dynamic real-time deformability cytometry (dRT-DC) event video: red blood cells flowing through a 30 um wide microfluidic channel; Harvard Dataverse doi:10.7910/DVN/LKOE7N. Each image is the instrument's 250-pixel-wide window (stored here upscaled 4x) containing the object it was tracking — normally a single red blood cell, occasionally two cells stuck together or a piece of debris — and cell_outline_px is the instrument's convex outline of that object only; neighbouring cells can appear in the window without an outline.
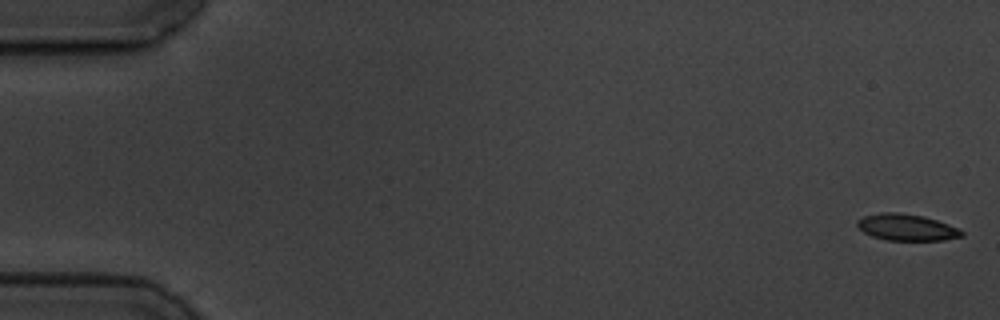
{"species": "common noctule bat (a hibernating species)", "species_latin": "Nyctalus noctula", "temperature_condition": "cold", "stored_images_in_passage": 8, "camera_frame_rate_fps": 3000, "um_per_image_px": 0.085, "animal": {"sex": "male", "body_mass_g": 19.5, "forearm_length_mm": 54.6}, "frame": {"image": 1, "passage_image": 1, "time_ms": 0.0, "image_size_px": [1000, 320], "cell_outline_px": [[964, 236], [944, 240], [888, 240], [872, 236], [864, 232], [856, 224], [856, 220], [864, 216], [880, 212], [896, 212], [924, 216], [948, 224], [964, 232]], "centroid_in_image_um": [77.05, 19.32], "position_along_channel_um": 7.9, "area_um2": 16.07}}
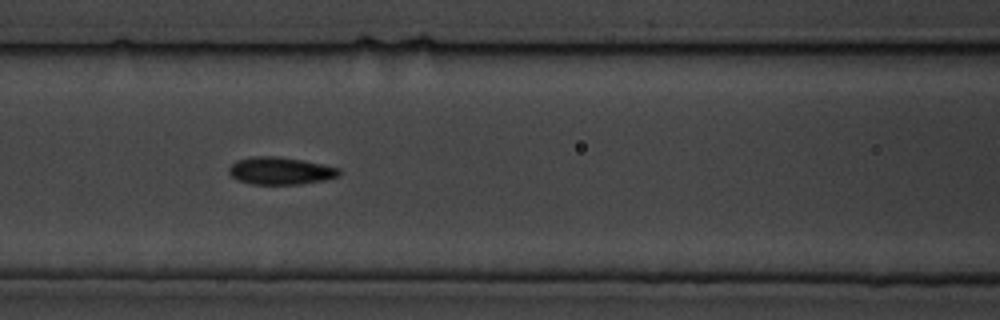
{"frame": {"image": 2, "passage_image": 7, "time_ms": 8.0, "image_size_px": [1000, 320], "cell_outline_px": [[340, 176], [324, 180], [300, 184], [252, 184], [236, 180], [228, 172], [228, 168], [236, 160], [252, 156], [276, 156], [304, 160], [340, 168]], "centroid_in_image_um": [23.82, 14.51], "position_along_channel_um": 142.8, "area_um2": 17.74}}
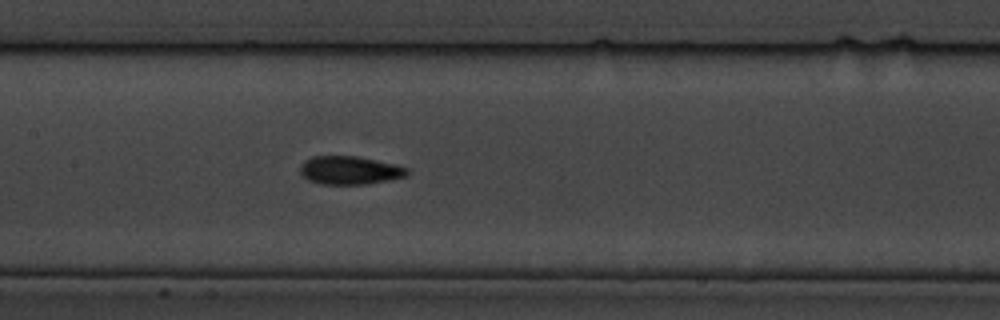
{"frame": {"image": 3, "passage_image": 8, "time_ms": 9.0, "image_size_px": [1000, 320], "cell_outline_px": [[412, 172], [404, 176], [388, 180], [368, 184], [320, 184], [308, 180], [300, 172], [300, 164], [304, 160], [312, 156], [356, 156], [396, 164], [408, 168]], "centroid_in_image_um": [29.72, 14.47], "position_along_channel_um": 177.7, "area_um2": 17.74}}